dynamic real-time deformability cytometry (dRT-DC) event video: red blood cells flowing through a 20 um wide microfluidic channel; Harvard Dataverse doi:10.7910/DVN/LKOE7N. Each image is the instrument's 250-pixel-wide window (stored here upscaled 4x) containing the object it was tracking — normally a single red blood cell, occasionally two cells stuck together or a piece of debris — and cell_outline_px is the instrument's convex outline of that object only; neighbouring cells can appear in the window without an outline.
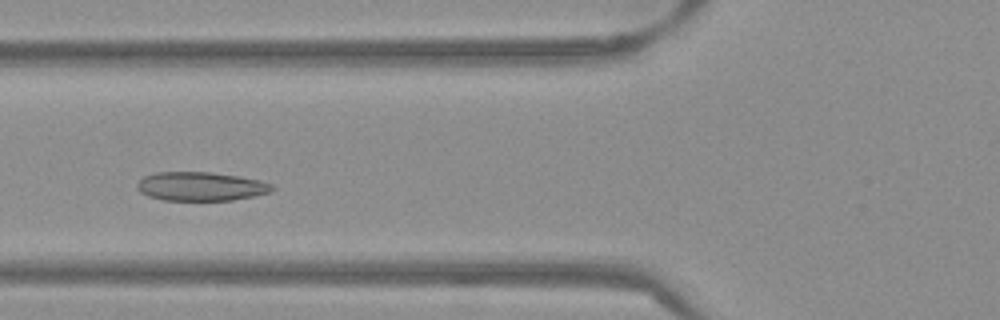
{"species": "Egyptian fruit bat (a non-hibernating species)", "species_latin": "Rousettus aegyptiacus", "temperature_condition": "warm", "stored_images_in_passage": 48, "camera_frame_rate_fps": 3000, "um_per_image_px": 0.085, "frame": {"image": 1, "passage_image": 15, "time_ms": 4.667, "image_size_px": [1000, 320], "cell_outline_px": [[276, 188], [272, 192], [232, 200], [164, 200], [148, 196], [140, 192], [136, 188], [136, 184], [144, 176], [156, 172], [212, 172], [240, 176], [272, 184]], "centroid_in_image_um": [17.06, 15.84], "position_along_channel_um": 108.7, "area_um2": 22.72}}
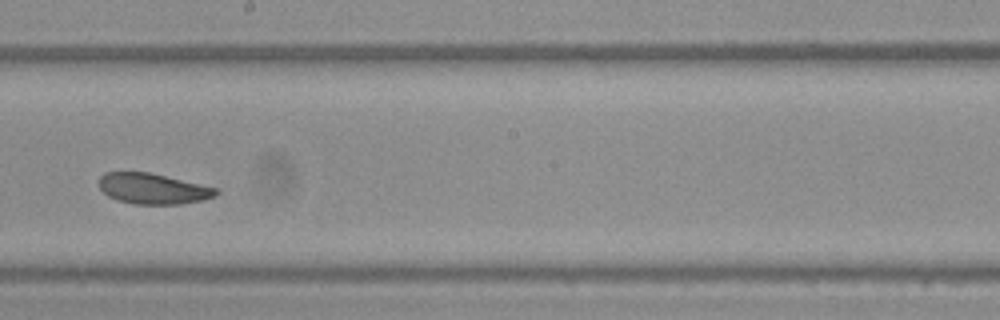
{"frame": {"image": 2, "passage_image": 25, "time_ms": 8.0, "image_size_px": [1000, 320], "cell_outline_px": [[220, 192], [216, 196], [204, 200], [180, 204], [132, 204], [108, 196], [100, 188], [100, 176], [104, 172], [148, 172], [220, 188]], "centroid_in_image_um": [13.06, 16.04], "position_along_channel_um": 235.1, "area_um2": 20.98}}
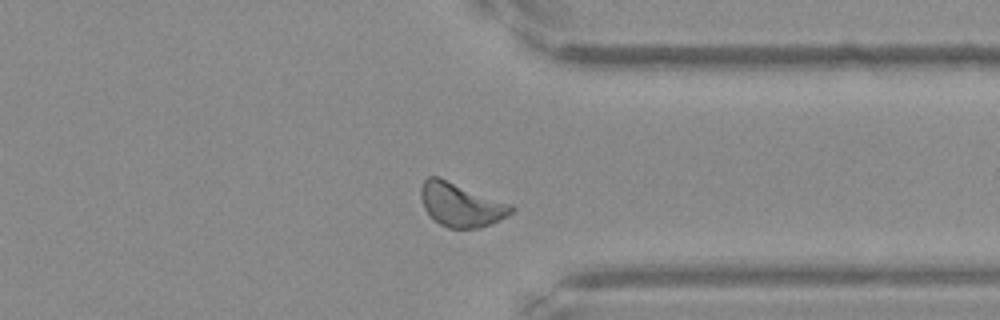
{"frame": {"image": 3, "passage_image": 36, "time_ms": 11.667, "image_size_px": [1000, 320], "cell_outline_px": [[516, 208], [508, 216], [480, 228], [448, 228], [440, 224], [424, 208], [420, 196], [420, 188], [424, 180], [428, 176], [440, 176], [512, 204]], "centroid_in_image_um": [39.19, 17.37], "position_along_channel_um": 372.2, "area_um2": 23.24}, "authors_computed_cell_mechanics": {"area_um2": 22.3397, "velocity_mm_per_s": 3.7955, "shape_relaxation_time_tau1_ms": 7.0204, "shape_relaxation_time_tau2_ms": null, "deformation_change_tau1": 0.1254, "deformation_change_tau2": null}}